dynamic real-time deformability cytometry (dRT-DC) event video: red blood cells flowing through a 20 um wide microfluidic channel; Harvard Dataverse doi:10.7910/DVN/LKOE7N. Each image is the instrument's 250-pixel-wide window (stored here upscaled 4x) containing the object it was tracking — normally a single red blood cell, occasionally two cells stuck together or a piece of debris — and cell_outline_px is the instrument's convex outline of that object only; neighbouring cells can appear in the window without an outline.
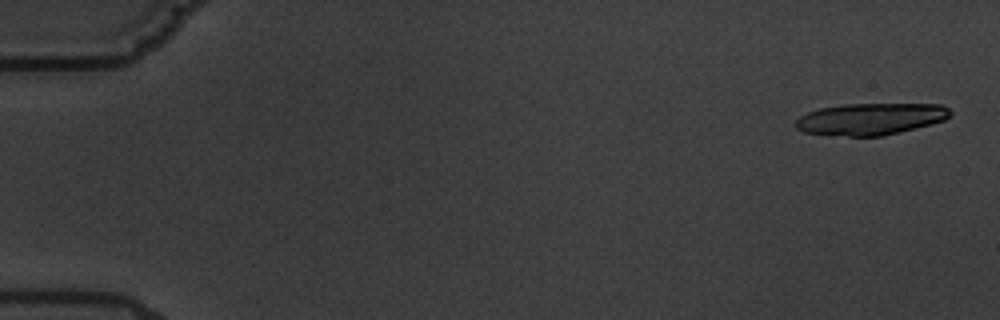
{"species": "common noctule bat (a hibernating species)", "species_latin": "Nyctalus noctula", "temperature_condition": "warm", "stored_images_in_passage": 6, "camera_frame_rate_fps": 3000, "um_per_image_px": 0.085, "animal": {"sex": "male", "body_mass_g": 19.5, "forearm_length_mm": 54.6}, "frame": {"image": 1, "passage_image": 1, "time_ms": 0.0, "image_size_px": [1000, 320], "cell_outline_px": [[952, 112], [944, 120], [932, 124], [884, 136], [848, 136], [804, 132], [796, 128], [796, 120], [800, 116], [808, 112], [820, 108], [844, 104], [944, 104]], "centroid_in_image_um": [74.03, 10.11], "position_along_channel_um": 11.0, "area_um2": 28.55}}